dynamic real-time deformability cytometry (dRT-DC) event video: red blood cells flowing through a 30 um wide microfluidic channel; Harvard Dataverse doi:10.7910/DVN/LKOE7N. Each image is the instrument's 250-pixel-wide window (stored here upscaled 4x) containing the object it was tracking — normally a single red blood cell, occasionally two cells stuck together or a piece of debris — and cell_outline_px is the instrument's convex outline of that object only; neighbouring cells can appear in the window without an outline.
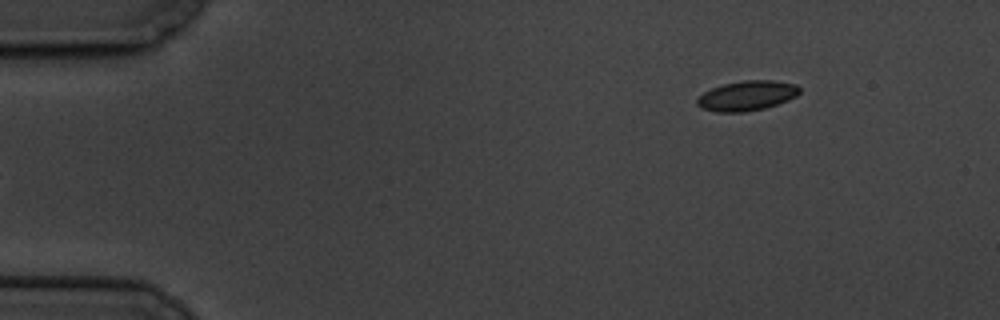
{"species": "common noctule bat (a hibernating species)", "species_latin": "Nyctalus noctula", "temperature_condition": "cold", "stored_images_in_passage": 4, "camera_frame_rate_fps": 3000, "um_per_image_px": 0.085, "animal": {"sex": "male", "body_mass_g": 19.5, "forearm_length_mm": 54.6}, "frame": {"image": 1, "passage_image": 4, "time_ms": 3.667, "image_size_px": [1000, 320], "cell_outline_px": [[800, 92], [796, 96], [788, 100], [764, 108], [744, 112], [716, 112], [700, 108], [696, 104], [696, 100], [704, 92], [712, 88], [724, 84], [744, 80], [772, 80], [796, 84], [800, 88]], "centroid_in_image_um": [63.48, 8.14], "position_along_channel_um": 21.5, "area_um2": 17.8}}